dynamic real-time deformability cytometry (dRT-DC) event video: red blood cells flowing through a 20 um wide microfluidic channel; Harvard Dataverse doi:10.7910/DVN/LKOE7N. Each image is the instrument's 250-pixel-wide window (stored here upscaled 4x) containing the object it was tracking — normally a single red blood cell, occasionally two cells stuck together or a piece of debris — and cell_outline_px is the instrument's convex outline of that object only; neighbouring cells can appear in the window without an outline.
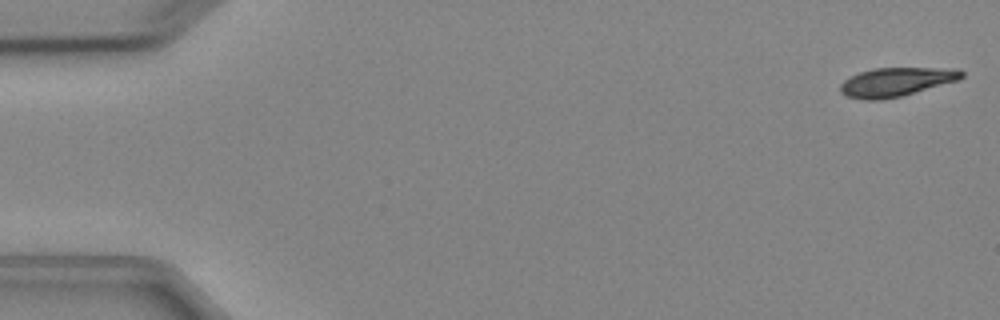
{"species": "Egyptian fruit bat (a non-hibernating species)", "species_latin": "Rousettus aegyptiacus", "temperature_condition": "cold", "stored_images_in_passage": 5, "camera_frame_rate_fps": 3000, "um_per_image_px": 0.085, "animal": {"sex": "female"}, "frame": {"image": 1, "passage_image": 1, "time_ms": 0.0, "image_size_px": [1000, 320], "cell_outline_px": [[964, 76], [960, 80], [900, 96], [880, 100], [864, 100], [844, 96], [840, 92], [840, 84], [844, 80], [860, 72], [872, 68], [960, 68], [964, 72]], "centroid_in_image_um": [76.19, 6.96], "position_along_channel_um": 8.8, "area_um2": 20.52}}
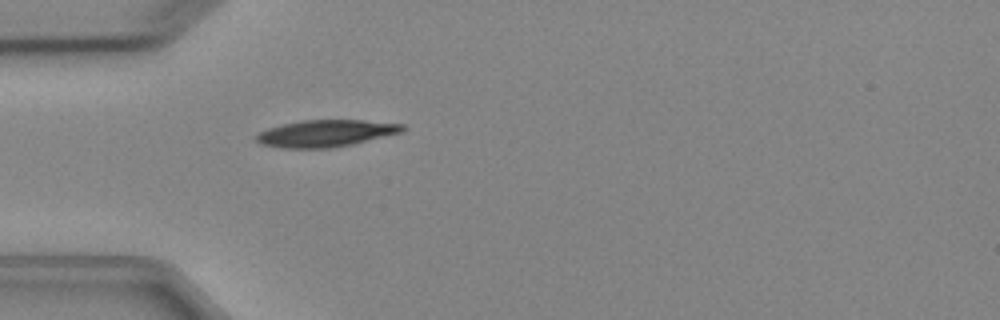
{"frame": {"image": 2, "passage_image": 5, "time_ms": 4.667, "image_size_px": [1000, 320], "cell_outline_px": [[408, 128], [400, 132], [352, 144], [332, 148], [280, 148], [260, 144], [256, 140], [256, 136], [260, 132], [268, 128], [280, 124], [300, 120], [364, 120], [404, 124]], "centroid_in_image_um": [27.66, 11.33], "position_along_channel_um": 57.3, "area_um2": 22.95}}